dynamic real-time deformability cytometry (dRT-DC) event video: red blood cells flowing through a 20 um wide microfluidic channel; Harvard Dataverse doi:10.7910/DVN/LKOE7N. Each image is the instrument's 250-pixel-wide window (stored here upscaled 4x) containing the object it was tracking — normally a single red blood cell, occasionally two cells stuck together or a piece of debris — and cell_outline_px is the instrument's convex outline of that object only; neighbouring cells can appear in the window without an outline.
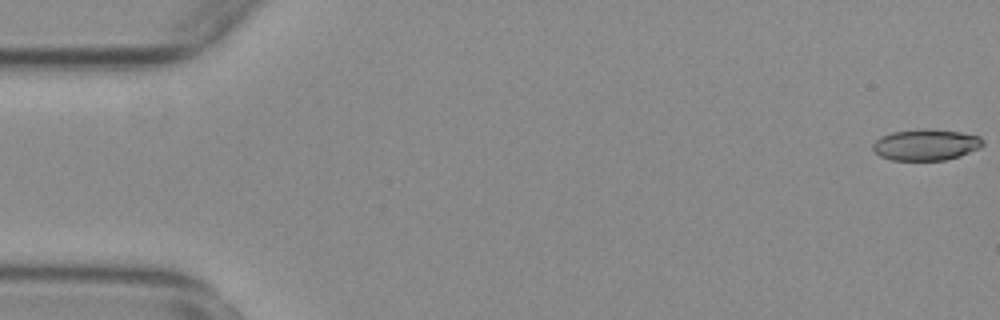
{"species": "common noctule bat (a hibernating species)", "species_latin": "Nyctalus noctula", "temperature_condition": "warm", "stored_images_in_passage": 56, "camera_frame_rate_fps": 3000, "um_per_image_px": 0.085, "animal": {"sex": "female", "body_mass_g": 29.2, "forearm_length_mm": 56.3}, "frame": {"image": 1, "passage_image": 1, "time_ms": 0.0, "image_size_px": [1000, 320], "cell_outline_px": [[984, 144], [980, 148], [960, 156], [944, 160], [892, 160], [880, 156], [872, 148], [872, 144], [880, 136], [892, 132], [920, 128], [928, 128], [960, 132], [980, 136], [984, 140]], "centroid_in_image_um": [78.71, 12.29], "position_along_channel_um": 6.3, "area_um2": 20.23}}
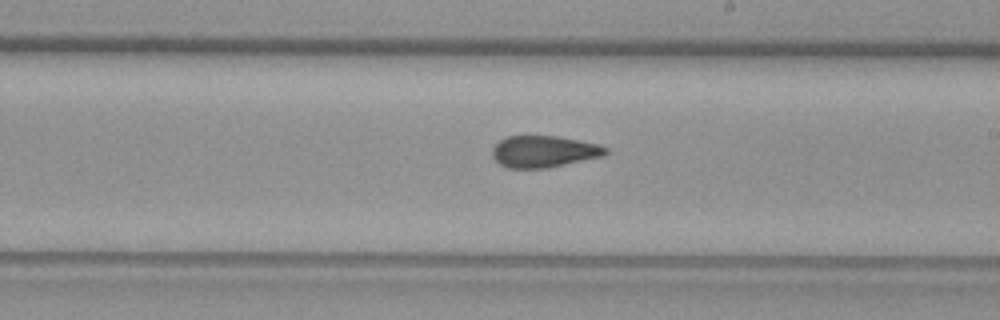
{"frame": {"image": 2, "passage_image": 32, "time_ms": 10.333, "image_size_px": [1000, 320], "cell_outline_px": [[608, 152], [604, 156], [548, 168], [508, 168], [500, 164], [492, 156], [492, 148], [500, 140], [508, 136], [556, 136], [600, 144], [608, 148]], "centroid_in_image_um": [46.25, 12.88], "position_along_channel_um": 242.7, "area_um2": 20.98}}
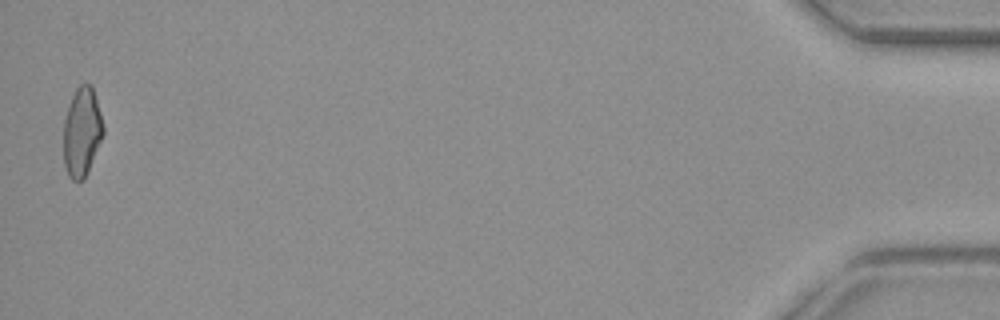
{"frame": {"image": 3, "passage_image": 55, "time_ms": 18.0, "image_size_px": [1000, 320], "cell_outline_px": [[104, 136], [84, 180], [72, 180], [68, 176], [64, 164], [64, 120], [72, 96], [76, 88], [80, 84], [92, 84], [104, 128]], "centroid_in_image_um": [6.97, 11.24], "position_along_channel_um": 428.2, "area_um2": 20.63}, "authors_computed_cell_mechanics": {"area_um2": 20.9525, "velocity_mm_per_s": 3.7471, "shape_relaxation_time_tau1_ms": null, "shape_relaxation_time_tau2_ms": 2.0023, "deformation_change_tau1": null, "deformation_change_tau2": 0.0898}}